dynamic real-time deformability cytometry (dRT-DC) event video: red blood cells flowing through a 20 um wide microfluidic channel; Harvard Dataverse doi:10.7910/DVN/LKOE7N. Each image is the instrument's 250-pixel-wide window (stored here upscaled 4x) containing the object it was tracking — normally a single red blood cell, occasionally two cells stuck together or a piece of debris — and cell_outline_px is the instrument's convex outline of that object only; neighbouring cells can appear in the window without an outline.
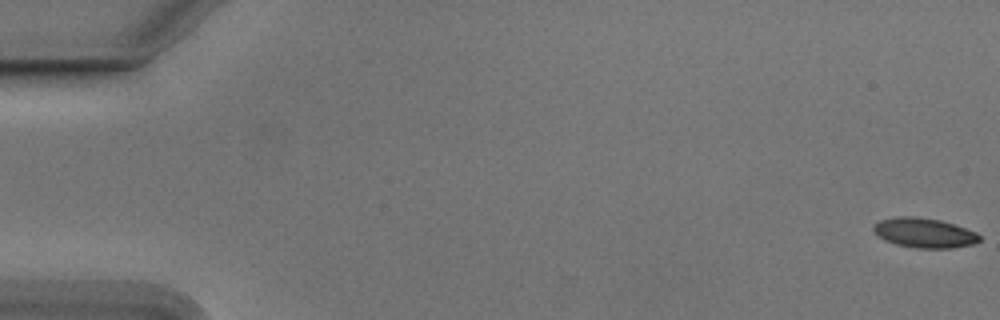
{"species": "Egyptian fruit bat (a non-hibernating species)", "species_latin": "Rousettus aegyptiacus", "temperature_condition": "cold", "stored_images_in_passage": 55, "camera_frame_rate_fps": 3000, "um_per_image_px": 0.085, "animal": {"sex": "male"}, "frame": {"image": 1, "passage_image": 1, "time_ms": 0.0, "image_size_px": [1000, 320], "cell_outline_px": [[980, 240], [972, 244], [952, 248], [916, 248], [896, 244], [884, 240], [872, 228], [880, 220], [900, 216], [916, 216], [940, 220], [976, 232], [980, 236]], "centroid_in_image_um": [78.57, 19.79], "position_along_channel_um": 6.4, "area_um2": 18.09}}
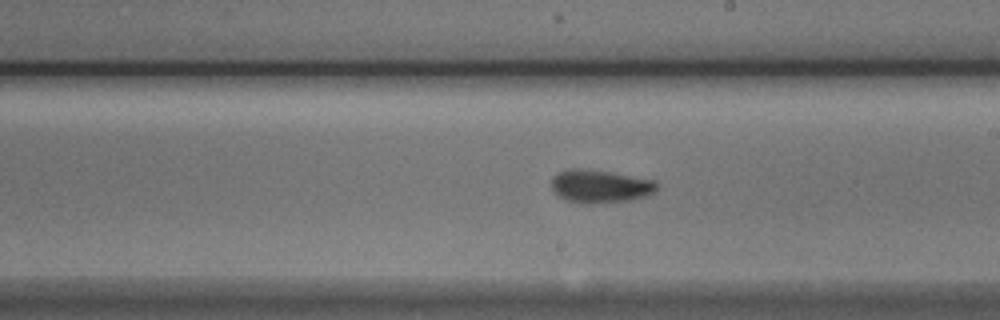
{"frame": {"image": 2, "passage_image": 32, "time_ms": 10.333, "image_size_px": [1000, 320], "cell_outline_px": [[660, 184], [656, 192], [648, 196], [632, 200], [592, 204], [580, 204], [568, 200], [560, 196], [552, 188], [552, 176], [556, 172], [568, 168], [580, 168], [608, 172], [656, 180]], "centroid_in_image_um": [51.05, 15.84], "position_along_channel_um": 237.9, "area_um2": 20.63}}
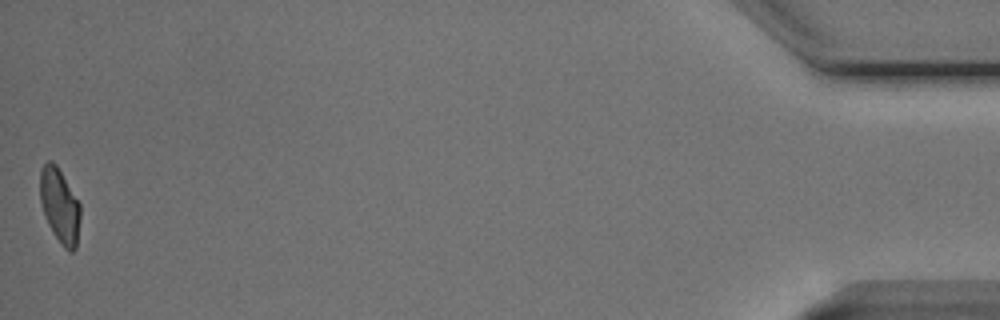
{"frame": {"image": 3, "passage_image": 55, "time_ms": 18.0, "image_size_px": [1000, 320], "cell_outline_px": [[80, 220], [76, 248], [72, 252], [68, 252], [60, 244], [52, 232], [48, 224], [40, 200], [40, 172], [44, 164], [48, 160], [52, 160], [56, 164], [80, 204]], "centroid_in_image_um": [5.08, 17.51], "position_along_channel_um": 430.1, "area_um2": 17.46}, "authors_computed_cell_mechanics": {"area_um2": 18.785, "velocity_mm_per_s": 3.7701, "shape_relaxation_time_tau1_ms": 5.3538, "shape_relaxation_time_tau2_ms": 2.3877, "deformation_change_tau1": 0.1382, "deformation_change_tau2": 0.0683}}